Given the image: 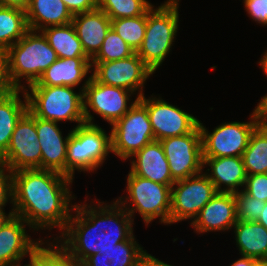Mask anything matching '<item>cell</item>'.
<instances>
[{"instance_id":"1","label":"cell","mask_w":267,"mask_h":266,"mask_svg":"<svg viewBox=\"0 0 267 266\" xmlns=\"http://www.w3.org/2000/svg\"><path fill=\"white\" fill-rule=\"evenodd\" d=\"M73 179L52 170L23 169L12 172V210L33 230L66 228L75 205L70 184ZM71 209V210H70ZM71 211V212H70Z\"/></svg>"},{"instance_id":"2","label":"cell","mask_w":267,"mask_h":266,"mask_svg":"<svg viewBox=\"0 0 267 266\" xmlns=\"http://www.w3.org/2000/svg\"><path fill=\"white\" fill-rule=\"evenodd\" d=\"M97 203L75 204V216L71 214L64 231L54 238L53 245L72 263L80 265L99 249L116 247L133 235L134 221L116 200L113 204Z\"/></svg>"},{"instance_id":"3","label":"cell","mask_w":267,"mask_h":266,"mask_svg":"<svg viewBox=\"0 0 267 266\" xmlns=\"http://www.w3.org/2000/svg\"><path fill=\"white\" fill-rule=\"evenodd\" d=\"M39 33V34H38ZM8 75L16 89L25 90L22 78L32 85L49 68L58 56L41 31L29 29L26 34L6 51Z\"/></svg>"},{"instance_id":"4","label":"cell","mask_w":267,"mask_h":266,"mask_svg":"<svg viewBox=\"0 0 267 266\" xmlns=\"http://www.w3.org/2000/svg\"><path fill=\"white\" fill-rule=\"evenodd\" d=\"M179 1L167 0L146 12V30L141 46L136 54L153 72L157 70L169 54L178 30Z\"/></svg>"},{"instance_id":"5","label":"cell","mask_w":267,"mask_h":266,"mask_svg":"<svg viewBox=\"0 0 267 266\" xmlns=\"http://www.w3.org/2000/svg\"><path fill=\"white\" fill-rule=\"evenodd\" d=\"M28 110L43 120L86 123L83 112V91L70 86H27Z\"/></svg>"},{"instance_id":"6","label":"cell","mask_w":267,"mask_h":266,"mask_svg":"<svg viewBox=\"0 0 267 266\" xmlns=\"http://www.w3.org/2000/svg\"><path fill=\"white\" fill-rule=\"evenodd\" d=\"M111 152V132L108 135L97 124L84 123L75 126L67 144L66 176L74 179L75 170L96 171Z\"/></svg>"},{"instance_id":"7","label":"cell","mask_w":267,"mask_h":266,"mask_svg":"<svg viewBox=\"0 0 267 266\" xmlns=\"http://www.w3.org/2000/svg\"><path fill=\"white\" fill-rule=\"evenodd\" d=\"M126 183L128 195L125 198L119 197L116 201L132 220L134 213L138 212L147 226L158 217L161 223L170 224L172 185L156 183L130 172Z\"/></svg>"},{"instance_id":"8","label":"cell","mask_w":267,"mask_h":266,"mask_svg":"<svg viewBox=\"0 0 267 266\" xmlns=\"http://www.w3.org/2000/svg\"><path fill=\"white\" fill-rule=\"evenodd\" d=\"M155 140L147 108L137 100L129 111L112 125V153L127 160Z\"/></svg>"},{"instance_id":"9","label":"cell","mask_w":267,"mask_h":266,"mask_svg":"<svg viewBox=\"0 0 267 266\" xmlns=\"http://www.w3.org/2000/svg\"><path fill=\"white\" fill-rule=\"evenodd\" d=\"M83 91V112L86 123L95 124L93 113L100 115L110 126L122 118L138 100L127 105L133 92L115 86H108L97 82L91 75L84 80ZM90 108V109H88Z\"/></svg>"},{"instance_id":"10","label":"cell","mask_w":267,"mask_h":266,"mask_svg":"<svg viewBox=\"0 0 267 266\" xmlns=\"http://www.w3.org/2000/svg\"><path fill=\"white\" fill-rule=\"evenodd\" d=\"M249 122H225L209 133L199 121L203 157L242 156L248 146L250 136L260 124L256 109Z\"/></svg>"},{"instance_id":"11","label":"cell","mask_w":267,"mask_h":266,"mask_svg":"<svg viewBox=\"0 0 267 266\" xmlns=\"http://www.w3.org/2000/svg\"><path fill=\"white\" fill-rule=\"evenodd\" d=\"M0 163L12 172L41 169V146L36 131V117L27 110L18 120L6 152Z\"/></svg>"},{"instance_id":"12","label":"cell","mask_w":267,"mask_h":266,"mask_svg":"<svg viewBox=\"0 0 267 266\" xmlns=\"http://www.w3.org/2000/svg\"><path fill=\"white\" fill-rule=\"evenodd\" d=\"M216 193L214 184L205 173L175 181L171 188L170 224L184 219L193 222Z\"/></svg>"},{"instance_id":"13","label":"cell","mask_w":267,"mask_h":266,"mask_svg":"<svg viewBox=\"0 0 267 266\" xmlns=\"http://www.w3.org/2000/svg\"><path fill=\"white\" fill-rule=\"evenodd\" d=\"M171 176L179 181L203 173V155L199 125L188 134L160 140Z\"/></svg>"},{"instance_id":"14","label":"cell","mask_w":267,"mask_h":266,"mask_svg":"<svg viewBox=\"0 0 267 266\" xmlns=\"http://www.w3.org/2000/svg\"><path fill=\"white\" fill-rule=\"evenodd\" d=\"M91 66L93 71L91 76L97 82L127 89L133 93L138 90L137 98L144 95V84L149 76L154 74L136 52L124 59L91 62Z\"/></svg>"},{"instance_id":"15","label":"cell","mask_w":267,"mask_h":266,"mask_svg":"<svg viewBox=\"0 0 267 266\" xmlns=\"http://www.w3.org/2000/svg\"><path fill=\"white\" fill-rule=\"evenodd\" d=\"M159 98H138L147 108L155 140L191 133L199 125L196 117Z\"/></svg>"},{"instance_id":"16","label":"cell","mask_w":267,"mask_h":266,"mask_svg":"<svg viewBox=\"0 0 267 266\" xmlns=\"http://www.w3.org/2000/svg\"><path fill=\"white\" fill-rule=\"evenodd\" d=\"M26 225L29 227L24 219L14 215L0 229V266L19 264L24 256L32 258L46 244L40 239H31Z\"/></svg>"},{"instance_id":"17","label":"cell","mask_w":267,"mask_h":266,"mask_svg":"<svg viewBox=\"0 0 267 266\" xmlns=\"http://www.w3.org/2000/svg\"><path fill=\"white\" fill-rule=\"evenodd\" d=\"M236 198L234 193L217 192L191 222L196 233L228 231L236 224Z\"/></svg>"},{"instance_id":"18","label":"cell","mask_w":267,"mask_h":266,"mask_svg":"<svg viewBox=\"0 0 267 266\" xmlns=\"http://www.w3.org/2000/svg\"><path fill=\"white\" fill-rule=\"evenodd\" d=\"M36 131L41 146V169L66 175L67 144L71 131L64 138L58 123L38 117Z\"/></svg>"},{"instance_id":"19","label":"cell","mask_w":267,"mask_h":266,"mask_svg":"<svg viewBox=\"0 0 267 266\" xmlns=\"http://www.w3.org/2000/svg\"><path fill=\"white\" fill-rule=\"evenodd\" d=\"M131 161V174H135L156 183L173 185L168 161L159 140H154L134 153Z\"/></svg>"},{"instance_id":"20","label":"cell","mask_w":267,"mask_h":266,"mask_svg":"<svg viewBox=\"0 0 267 266\" xmlns=\"http://www.w3.org/2000/svg\"><path fill=\"white\" fill-rule=\"evenodd\" d=\"M205 165L210 167L205 175L214 184L217 192L236 193L240 191L239 187L245 185L247 173L242 156L203 157V168Z\"/></svg>"},{"instance_id":"21","label":"cell","mask_w":267,"mask_h":266,"mask_svg":"<svg viewBox=\"0 0 267 266\" xmlns=\"http://www.w3.org/2000/svg\"><path fill=\"white\" fill-rule=\"evenodd\" d=\"M155 257L141 247L134 234L116 247L100 250L87 257L80 266H147Z\"/></svg>"},{"instance_id":"22","label":"cell","mask_w":267,"mask_h":266,"mask_svg":"<svg viewBox=\"0 0 267 266\" xmlns=\"http://www.w3.org/2000/svg\"><path fill=\"white\" fill-rule=\"evenodd\" d=\"M72 24L86 55L92 59L111 28V19L97 7L95 10L73 15Z\"/></svg>"},{"instance_id":"23","label":"cell","mask_w":267,"mask_h":266,"mask_svg":"<svg viewBox=\"0 0 267 266\" xmlns=\"http://www.w3.org/2000/svg\"><path fill=\"white\" fill-rule=\"evenodd\" d=\"M89 71L92 73L89 57L58 58L42 73L36 83L29 86H70L75 88Z\"/></svg>"},{"instance_id":"24","label":"cell","mask_w":267,"mask_h":266,"mask_svg":"<svg viewBox=\"0 0 267 266\" xmlns=\"http://www.w3.org/2000/svg\"><path fill=\"white\" fill-rule=\"evenodd\" d=\"M25 12L29 29L36 31L69 24L73 20L72 13L62 0H29Z\"/></svg>"},{"instance_id":"25","label":"cell","mask_w":267,"mask_h":266,"mask_svg":"<svg viewBox=\"0 0 267 266\" xmlns=\"http://www.w3.org/2000/svg\"><path fill=\"white\" fill-rule=\"evenodd\" d=\"M233 229L241 256L267 258V229L262 224L237 220Z\"/></svg>"},{"instance_id":"26","label":"cell","mask_w":267,"mask_h":266,"mask_svg":"<svg viewBox=\"0 0 267 266\" xmlns=\"http://www.w3.org/2000/svg\"><path fill=\"white\" fill-rule=\"evenodd\" d=\"M19 93L23 94L24 101L21 100ZM27 110L28 101L25 90L16 89L0 97V157L10 144L16 123Z\"/></svg>"},{"instance_id":"27","label":"cell","mask_w":267,"mask_h":266,"mask_svg":"<svg viewBox=\"0 0 267 266\" xmlns=\"http://www.w3.org/2000/svg\"><path fill=\"white\" fill-rule=\"evenodd\" d=\"M41 32L58 58L88 57L72 22L65 25L49 26L42 29Z\"/></svg>"},{"instance_id":"28","label":"cell","mask_w":267,"mask_h":266,"mask_svg":"<svg viewBox=\"0 0 267 266\" xmlns=\"http://www.w3.org/2000/svg\"><path fill=\"white\" fill-rule=\"evenodd\" d=\"M28 30L25 10L0 5V50L6 51Z\"/></svg>"},{"instance_id":"29","label":"cell","mask_w":267,"mask_h":266,"mask_svg":"<svg viewBox=\"0 0 267 266\" xmlns=\"http://www.w3.org/2000/svg\"><path fill=\"white\" fill-rule=\"evenodd\" d=\"M242 158L247 175L267 173V126L254 129Z\"/></svg>"},{"instance_id":"30","label":"cell","mask_w":267,"mask_h":266,"mask_svg":"<svg viewBox=\"0 0 267 266\" xmlns=\"http://www.w3.org/2000/svg\"><path fill=\"white\" fill-rule=\"evenodd\" d=\"M152 6L147 0H97V7L111 20L144 15Z\"/></svg>"},{"instance_id":"31","label":"cell","mask_w":267,"mask_h":266,"mask_svg":"<svg viewBox=\"0 0 267 266\" xmlns=\"http://www.w3.org/2000/svg\"><path fill=\"white\" fill-rule=\"evenodd\" d=\"M111 28L136 52L145 36L146 13L140 16L111 20Z\"/></svg>"},{"instance_id":"32","label":"cell","mask_w":267,"mask_h":266,"mask_svg":"<svg viewBox=\"0 0 267 266\" xmlns=\"http://www.w3.org/2000/svg\"><path fill=\"white\" fill-rule=\"evenodd\" d=\"M135 53L115 31L110 28L98 53L91 62H108L127 58Z\"/></svg>"},{"instance_id":"33","label":"cell","mask_w":267,"mask_h":266,"mask_svg":"<svg viewBox=\"0 0 267 266\" xmlns=\"http://www.w3.org/2000/svg\"><path fill=\"white\" fill-rule=\"evenodd\" d=\"M236 198V218L240 221H257L265 207L264 201L249 196L244 190L234 193Z\"/></svg>"},{"instance_id":"34","label":"cell","mask_w":267,"mask_h":266,"mask_svg":"<svg viewBox=\"0 0 267 266\" xmlns=\"http://www.w3.org/2000/svg\"><path fill=\"white\" fill-rule=\"evenodd\" d=\"M47 246L39 251V266H80L70 262L54 245L47 241Z\"/></svg>"},{"instance_id":"35","label":"cell","mask_w":267,"mask_h":266,"mask_svg":"<svg viewBox=\"0 0 267 266\" xmlns=\"http://www.w3.org/2000/svg\"><path fill=\"white\" fill-rule=\"evenodd\" d=\"M243 188L249 196L267 202V173L247 175Z\"/></svg>"},{"instance_id":"36","label":"cell","mask_w":267,"mask_h":266,"mask_svg":"<svg viewBox=\"0 0 267 266\" xmlns=\"http://www.w3.org/2000/svg\"><path fill=\"white\" fill-rule=\"evenodd\" d=\"M8 201H13L12 171L0 163V207L7 205Z\"/></svg>"},{"instance_id":"37","label":"cell","mask_w":267,"mask_h":266,"mask_svg":"<svg viewBox=\"0 0 267 266\" xmlns=\"http://www.w3.org/2000/svg\"><path fill=\"white\" fill-rule=\"evenodd\" d=\"M251 19L262 26H267V0H243Z\"/></svg>"},{"instance_id":"38","label":"cell","mask_w":267,"mask_h":266,"mask_svg":"<svg viewBox=\"0 0 267 266\" xmlns=\"http://www.w3.org/2000/svg\"><path fill=\"white\" fill-rule=\"evenodd\" d=\"M16 88L12 85L8 75L7 56L4 50H0V97L12 93Z\"/></svg>"},{"instance_id":"39","label":"cell","mask_w":267,"mask_h":266,"mask_svg":"<svg viewBox=\"0 0 267 266\" xmlns=\"http://www.w3.org/2000/svg\"><path fill=\"white\" fill-rule=\"evenodd\" d=\"M72 15L89 12L97 8V0H62Z\"/></svg>"},{"instance_id":"40","label":"cell","mask_w":267,"mask_h":266,"mask_svg":"<svg viewBox=\"0 0 267 266\" xmlns=\"http://www.w3.org/2000/svg\"><path fill=\"white\" fill-rule=\"evenodd\" d=\"M255 109L260 124L267 126V95L261 98Z\"/></svg>"},{"instance_id":"41","label":"cell","mask_w":267,"mask_h":266,"mask_svg":"<svg viewBox=\"0 0 267 266\" xmlns=\"http://www.w3.org/2000/svg\"><path fill=\"white\" fill-rule=\"evenodd\" d=\"M0 5L26 10L29 5V0H0Z\"/></svg>"},{"instance_id":"42","label":"cell","mask_w":267,"mask_h":266,"mask_svg":"<svg viewBox=\"0 0 267 266\" xmlns=\"http://www.w3.org/2000/svg\"><path fill=\"white\" fill-rule=\"evenodd\" d=\"M255 258L241 256L240 259L233 262L230 266H255Z\"/></svg>"},{"instance_id":"43","label":"cell","mask_w":267,"mask_h":266,"mask_svg":"<svg viewBox=\"0 0 267 266\" xmlns=\"http://www.w3.org/2000/svg\"><path fill=\"white\" fill-rule=\"evenodd\" d=\"M4 207H0V229L3 227V225L14 216L13 210L9 212V214H6L3 210Z\"/></svg>"},{"instance_id":"44","label":"cell","mask_w":267,"mask_h":266,"mask_svg":"<svg viewBox=\"0 0 267 266\" xmlns=\"http://www.w3.org/2000/svg\"><path fill=\"white\" fill-rule=\"evenodd\" d=\"M257 222L262 224L267 229V202L265 203V207L262 209L261 215Z\"/></svg>"},{"instance_id":"45","label":"cell","mask_w":267,"mask_h":266,"mask_svg":"<svg viewBox=\"0 0 267 266\" xmlns=\"http://www.w3.org/2000/svg\"><path fill=\"white\" fill-rule=\"evenodd\" d=\"M13 266H21V263ZM24 266H39V252H37L32 258H29V263Z\"/></svg>"},{"instance_id":"46","label":"cell","mask_w":267,"mask_h":266,"mask_svg":"<svg viewBox=\"0 0 267 266\" xmlns=\"http://www.w3.org/2000/svg\"><path fill=\"white\" fill-rule=\"evenodd\" d=\"M259 64L267 76V50H266L265 54L263 55V57L261 58V61L259 62Z\"/></svg>"},{"instance_id":"47","label":"cell","mask_w":267,"mask_h":266,"mask_svg":"<svg viewBox=\"0 0 267 266\" xmlns=\"http://www.w3.org/2000/svg\"><path fill=\"white\" fill-rule=\"evenodd\" d=\"M147 266H164V262L159 260L158 258H155Z\"/></svg>"},{"instance_id":"48","label":"cell","mask_w":267,"mask_h":266,"mask_svg":"<svg viewBox=\"0 0 267 266\" xmlns=\"http://www.w3.org/2000/svg\"><path fill=\"white\" fill-rule=\"evenodd\" d=\"M255 266H267V258L256 259Z\"/></svg>"},{"instance_id":"49","label":"cell","mask_w":267,"mask_h":266,"mask_svg":"<svg viewBox=\"0 0 267 266\" xmlns=\"http://www.w3.org/2000/svg\"><path fill=\"white\" fill-rule=\"evenodd\" d=\"M164 266H173V265H170V264H167V263L164 262Z\"/></svg>"}]
</instances>
